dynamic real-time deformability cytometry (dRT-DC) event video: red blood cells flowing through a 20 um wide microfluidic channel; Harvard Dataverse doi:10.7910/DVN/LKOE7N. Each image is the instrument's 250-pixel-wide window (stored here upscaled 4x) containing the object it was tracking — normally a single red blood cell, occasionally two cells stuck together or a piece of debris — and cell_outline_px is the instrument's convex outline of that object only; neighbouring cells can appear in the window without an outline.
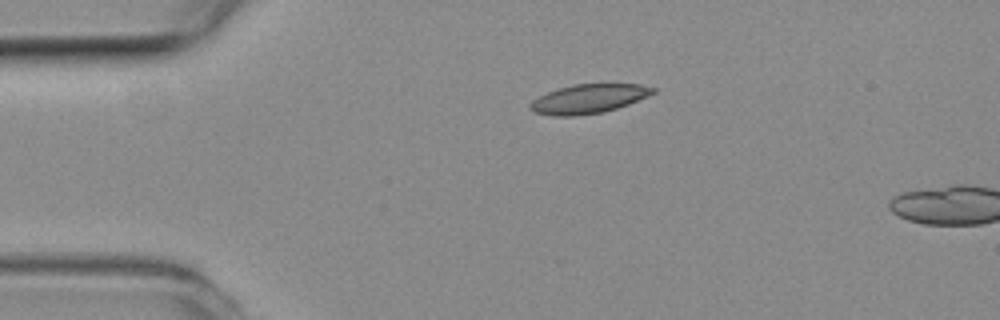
{"species": "common noctule bat (a hibernating species)", "species_latin": "Nyctalus noctula", "temperature_condition": "room temperature", "stored_images_in_passage": 4, "camera_frame_rate_fps": 3000, "um_per_image_px": 0.085, "animal": {"sex": "female", "body_mass_g": 19.3, "forearm_length_mm": 54.1}, "frame": {"image": 1, "passage_image": 1, "time_ms": 0.0, "image_size_px": [1000, 320], "cell_outline_px": [[656, 92], [648, 96], [628, 104], [616, 108], [600, 112], [572, 116], [556, 116], [536, 112], [528, 108], [528, 104], [532, 100], [548, 92], [572, 84], [640, 84], [656, 88]], "centroid_in_image_um": [50.03, 8.39], "position_along_channel_um": 35.0, "area_um2": 20.58}}